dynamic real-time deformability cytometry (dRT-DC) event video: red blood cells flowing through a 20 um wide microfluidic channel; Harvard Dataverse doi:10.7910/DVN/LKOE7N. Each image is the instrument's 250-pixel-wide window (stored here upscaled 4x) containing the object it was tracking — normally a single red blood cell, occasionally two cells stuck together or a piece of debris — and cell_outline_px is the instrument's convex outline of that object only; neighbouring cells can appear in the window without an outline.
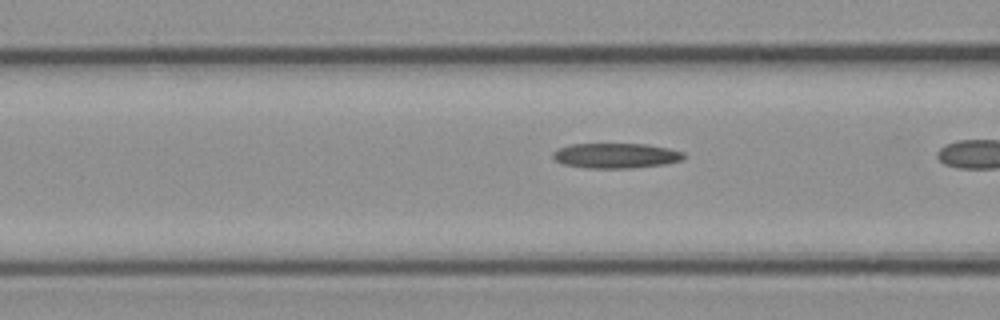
{"species": "common noctule bat (a hibernating species)", "species_latin": "Nyctalus noctula", "temperature_condition": "cold", "stored_images_in_passage": 9, "camera_frame_rate_fps": 3000, "um_per_image_px": 0.085, "animal": {"sex": "female", "body_mass_g": 21.9}, "frame": {"image": 1, "passage_image": 3, "time_ms": 0.667, "image_size_px": [1000, 320], "cell_outline_px": [[684, 160], [664, 164], [632, 168], [588, 168], [564, 164], [556, 160], [552, 156], [552, 152], [560, 148], [572, 144], [648, 144], [668, 148], [684, 152]], "centroid_in_image_um": [52.38, 13.23], "position_along_channel_um": 114.2, "area_um2": 19.07}}